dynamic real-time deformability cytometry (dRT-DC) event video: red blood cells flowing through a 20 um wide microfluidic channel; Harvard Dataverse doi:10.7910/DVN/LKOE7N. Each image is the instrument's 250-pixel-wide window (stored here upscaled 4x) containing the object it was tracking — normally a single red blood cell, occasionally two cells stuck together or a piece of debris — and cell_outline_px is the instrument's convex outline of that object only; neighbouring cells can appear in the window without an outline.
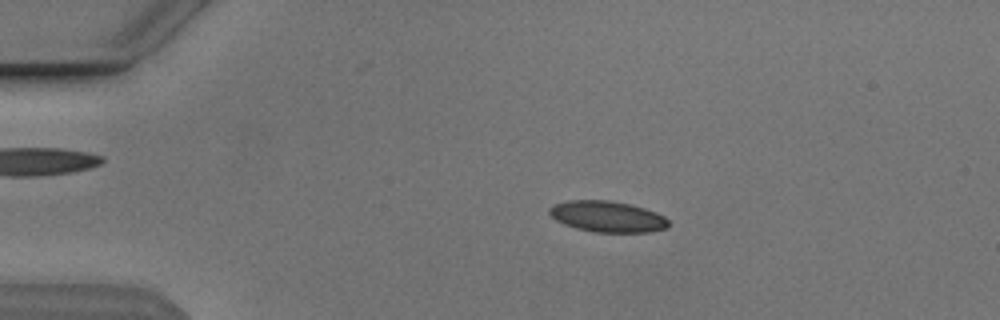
{"species": "Egyptian fruit bat (a non-hibernating species)", "species_latin": "Rousettus aegyptiacus", "temperature_condition": "cold", "stored_images_in_passage": 53, "camera_frame_rate_fps": 3000, "um_per_image_px": 0.085, "animal": {"sex": "male"}, "frame": {"image": 1, "passage_image": 11, "time_ms": 3.333, "image_size_px": [1000, 320], "cell_outline_px": [[668, 228], [652, 232], [596, 232], [576, 228], [564, 224], [556, 220], [548, 212], [548, 208], [552, 204], [568, 200], [608, 200], [628, 204], [644, 208], [656, 212], [664, 216], [668, 220]], "centroid_in_image_um": [51.62, 18.4], "position_along_channel_um": 33.4, "area_um2": 21.62}}
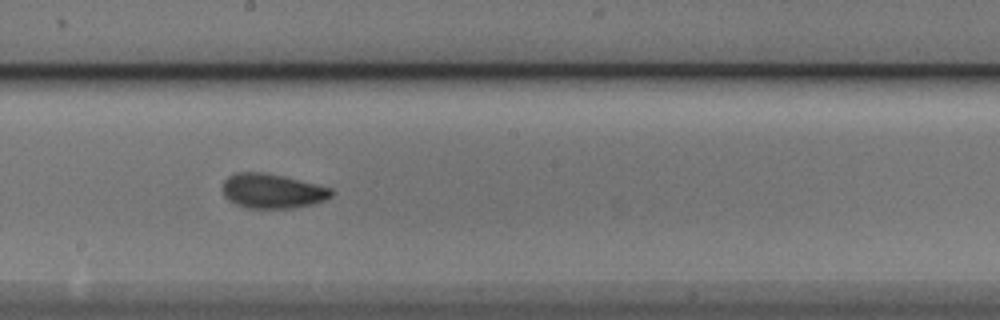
{"frame": {"image": 2, "passage_image": 30, "time_ms": 9.667, "image_size_px": [1000, 320], "cell_outline_px": [[336, 192], [332, 196], [324, 200], [312, 204], [292, 208], [248, 208], [236, 204], [228, 200], [224, 196], [224, 180], [228, 176], [236, 172], [264, 172], [284, 176], [332, 188]], "centroid_in_image_um": [23.17, 16.23], "position_along_channel_um": 225.0, "area_um2": 21.96}}
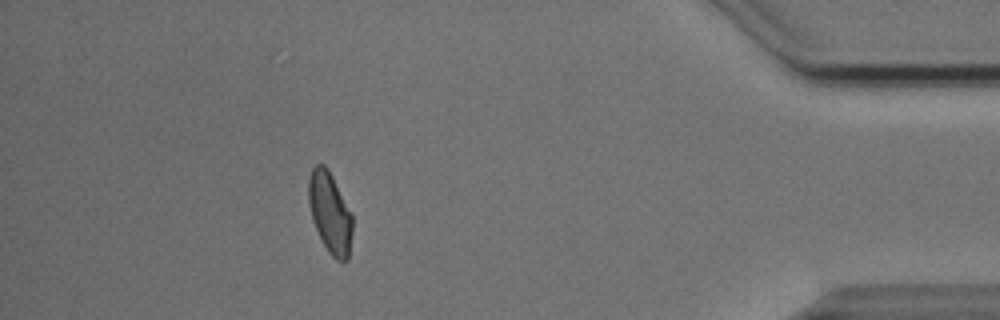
{"frame": {"image": 3, "passage_image": 48, "time_ms": 15.667, "image_size_px": [1000, 320], "cell_outline_px": [[352, 232], [348, 260], [336, 260], [328, 252], [312, 220], [308, 200], [308, 180], [312, 168], [316, 164], [324, 164], [328, 168], [352, 212]], "centroid_in_image_um": [28.05, 18.05], "position_along_channel_um": 407.2, "area_um2": 20.75}, "authors_computed_cell_mechanics": {"area_um2": 21.5016, "velocity_mm_per_s": 3.8376, "shape_relaxation_time_tau1_ms": 5.5077, "shape_relaxation_time_tau2_ms": 1.5651, "deformation_change_tau1": 0.1173, "deformation_change_tau2": 0.0613}}